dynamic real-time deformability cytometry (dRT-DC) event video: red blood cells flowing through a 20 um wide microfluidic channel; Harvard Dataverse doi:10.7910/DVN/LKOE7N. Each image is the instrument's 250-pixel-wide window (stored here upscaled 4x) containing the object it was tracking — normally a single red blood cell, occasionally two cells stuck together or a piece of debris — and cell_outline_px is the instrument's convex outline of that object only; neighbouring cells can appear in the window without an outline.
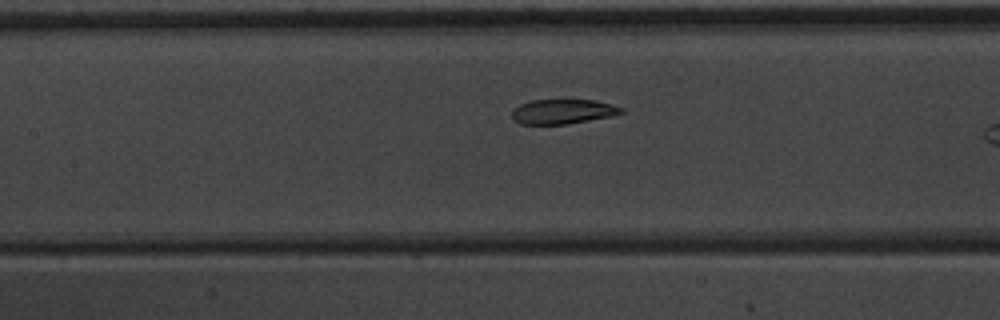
{"species": "common noctule bat (a hibernating species)", "species_latin": "Nyctalus noctula", "temperature_condition": "warm", "stored_images_in_passage": 16, "camera_frame_rate_fps": 3000, "um_per_image_px": 0.085, "animal": {"sex": "male", "body_mass_g": 20.1, "forearm_length_mm": 53.5}, "frame": {"image": 1, "passage_image": 14, "time_ms": 4.333, "image_size_px": [1000, 320], "cell_outline_px": [[624, 112], [612, 116], [568, 124], [520, 124], [512, 120], [512, 108], [520, 104], [532, 100], [596, 100], [612, 104], [624, 108]], "centroid_in_image_um": [47.83, 9.48], "position_along_channel_um": 159.6, "area_um2": 15.9}}